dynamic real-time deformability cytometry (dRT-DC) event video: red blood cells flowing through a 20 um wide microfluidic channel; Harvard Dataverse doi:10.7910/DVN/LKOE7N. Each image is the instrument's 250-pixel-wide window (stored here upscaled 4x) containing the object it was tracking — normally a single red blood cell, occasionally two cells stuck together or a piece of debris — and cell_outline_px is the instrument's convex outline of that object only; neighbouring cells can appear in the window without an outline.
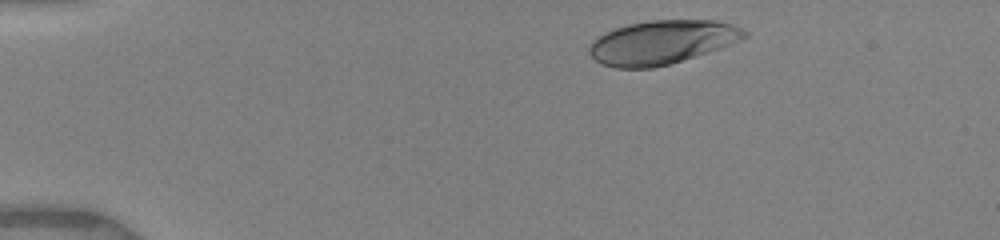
{"species": "human", "species_latin": "Homo sapiens", "temperature_condition": "warm", "stored_images_in_passage": 5, "camera_frame_rate_fps": 3000, "um_per_image_px": 0.085, "donor": {"sex": "female"}, "frame": {"image": 1, "passage_image": 1, "time_ms": 0.0, "image_size_px": [1000, 240], "cell_outline_px": [[748, 36], [740, 40], [720, 48], [708, 52], [668, 64], [652, 68], [616, 68], [600, 64], [588, 52], [588, 48], [592, 40], [604, 32], [628, 24], [648, 20], [716, 20], [732, 24], [748, 32]], "centroid_in_image_um": [56.23, 3.58], "position_along_channel_um": 28.8, "area_um2": 39.59}}
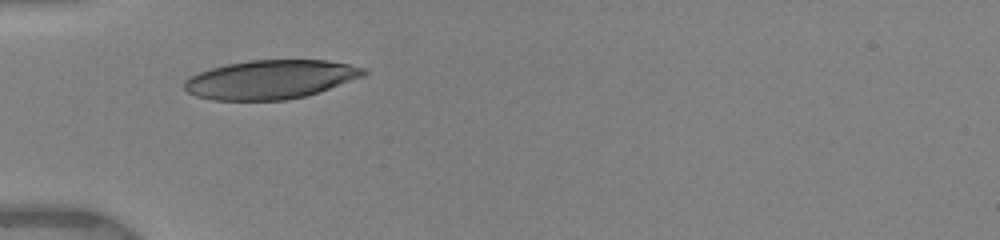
{"frame": {"image": 2, "passage_image": 4, "time_ms": 2.667, "image_size_px": [1000, 240], "cell_outline_px": [[368, 72], [364, 76], [320, 92], [288, 100], [212, 100], [196, 96], [188, 92], [184, 88], [184, 80], [188, 76], [212, 68], [228, 64], [248, 60], [328, 60], [348, 64], [364, 68]], "centroid_in_image_um": [23.0, 6.76], "position_along_channel_um": 62.0, "area_um2": 40.69}}